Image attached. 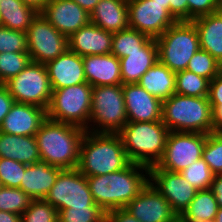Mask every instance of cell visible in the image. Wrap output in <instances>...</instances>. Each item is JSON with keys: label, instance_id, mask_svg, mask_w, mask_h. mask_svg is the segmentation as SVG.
<instances>
[{"label": "cell", "instance_id": "f6af8a7d", "mask_svg": "<svg viewBox=\"0 0 222 222\" xmlns=\"http://www.w3.org/2000/svg\"><path fill=\"white\" fill-rule=\"evenodd\" d=\"M106 222H141L124 208L106 212Z\"/></svg>", "mask_w": 222, "mask_h": 222}, {"label": "cell", "instance_id": "3957f363", "mask_svg": "<svg viewBox=\"0 0 222 222\" xmlns=\"http://www.w3.org/2000/svg\"><path fill=\"white\" fill-rule=\"evenodd\" d=\"M130 163L118 133L85 132L77 166L84 176L109 174Z\"/></svg>", "mask_w": 222, "mask_h": 222}, {"label": "cell", "instance_id": "603a6c76", "mask_svg": "<svg viewBox=\"0 0 222 222\" xmlns=\"http://www.w3.org/2000/svg\"><path fill=\"white\" fill-rule=\"evenodd\" d=\"M91 23L108 32L129 27L128 0H100L90 13Z\"/></svg>", "mask_w": 222, "mask_h": 222}, {"label": "cell", "instance_id": "7dc6e473", "mask_svg": "<svg viewBox=\"0 0 222 222\" xmlns=\"http://www.w3.org/2000/svg\"><path fill=\"white\" fill-rule=\"evenodd\" d=\"M215 195L219 208H222V174H216L210 188Z\"/></svg>", "mask_w": 222, "mask_h": 222}, {"label": "cell", "instance_id": "ba28073f", "mask_svg": "<svg viewBox=\"0 0 222 222\" xmlns=\"http://www.w3.org/2000/svg\"><path fill=\"white\" fill-rule=\"evenodd\" d=\"M92 87L86 82L53 90L46 110L47 118L86 130L91 112Z\"/></svg>", "mask_w": 222, "mask_h": 222}, {"label": "cell", "instance_id": "8d00e7d4", "mask_svg": "<svg viewBox=\"0 0 222 222\" xmlns=\"http://www.w3.org/2000/svg\"><path fill=\"white\" fill-rule=\"evenodd\" d=\"M21 222H58V211L44 199L32 200Z\"/></svg>", "mask_w": 222, "mask_h": 222}, {"label": "cell", "instance_id": "9f6ffc18", "mask_svg": "<svg viewBox=\"0 0 222 222\" xmlns=\"http://www.w3.org/2000/svg\"><path fill=\"white\" fill-rule=\"evenodd\" d=\"M218 6H222V0H218Z\"/></svg>", "mask_w": 222, "mask_h": 222}, {"label": "cell", "instance_id": "7c38bea8", "mask_svg": "<svg viewBox=\"0 0 222 222\" xmlns=\"http://www.w3.org/2000/svg\"><path fill=\"white\" fill-rule=\"evenodd\" d=\"M27 47L31 61L46 64L68 49V38L39 12L27 30Z\"/></svg>", "mask_w": 222, "mask_h": 222}, {"label": "cell", "instance_id": "7a4b0ae2", "mask_svg": "<svg viewBox=\"0 0 222 222\" xmlns=\"http://www.w3.org/2000/svg\"><path fill=\"white\" fill-rule=\"evenodd\" d=\"M86 130L77 125L46 119L35 137L42 161L61 169H75Z\"/></svg>", "mask_w": 222, "mask_h": 222}, {"label": "cell", "instance_id": "30bf717a", "mask_svg": "<svg viewBox=\"0 0 222 222\" xmlns=\"http://www.w3.org/2000/svg\"><path fill=\"white\" fill-rule=\"evenodd\" d=\"M44 200L57 211L68 208H100L92 198L86 176L77 168L62 169Z\"/></svg>", "mask_w": 222, "mask_h": 222}, {"label": "cell", "instance_id": "2e32d148", "mask_svg": "<svg viewBox=\"0 0 222 222\" xmlns=\"http://www.w3.org/2000/svg\"><path fill=\"white\" fill-rule=\"evenodd\" d=\"M40 13L67 38L91 22L90 14L73 0H49Z\"/></svg>", "mask_w": 222, "mask_h": 222}, {"label": "cell", "instance_id": "681fc988", "mask_svg": "<svg viewBox=\"0 0 222 222\" xmlns=\"http://www.w3.org/2000/svg\"><path fill=\"white\" fill-rule=\"evenodd\" d=\"M89 14L93 11L100 0H73Z\"/></svg>", "mask_w": 222, "mask_h": 222}, {"label": "cell", "instance_id": "5bb4252c", "mask_svg": "<svg viewBox=\"0 0 222 222\" xmlns=\"http://www.w3.org/2000/svg\"><path fill=\"white\" fill-rule=\"evenodd\" d=\"M149 182L168 201L178 216L188 207L197 192L180 172L149 169Z\"/></svg>", "mask_w": 222, "mask_h": 222}, {"label": "cell", "instance_id": "7bdbcfd3", "mask_svg": "<svg viewBox=\"0 0 222 222\" xmlns=\"http://www.w3.org/2000/svg\"><path fill=\"white\" fill-rule=\"evenodd\" d=\"M170 14L176 21H188L187 0H169Z\"/></svg>", "mask_w": 222, "mask_h": 222}, {"label": "cell", "instance_id": "db71d44e", "mask_svg": "<svg viewBox=\"0 0 222 222\" xmlns=\"http://www.w3.org/2000/svg\"><path fill=\"white\" fill-rule=\"evenodd\" d=\"M156 2H159L160 4H169V0H154Z\"/></svg>", "mask_w": 222, "mask_h": 222}, {"label": "cell", "instance_id": "8992f818", "mask_svg": "<svg viewBox=\"0 0 222 222\" xmlns=\"http://www.w3.org/2000/svg\"><path fill=\"white\" fill-rule=\"evenodd\" d=\"M155 40L158 60L174 73L186 70L191 57L200 49L199 35L192 21H176Z\"/></svg>", "mask_w": 222, "mask_h": 222}, {"label": "cell", "instance_id": "5b68a950", "mask_svg": "<svg viewBox=\"0 0 222 222\" xmlns=\"http://www.w3.org/2000/svg\"><path fill=\"white\" fill-rule=\"evenodd\" d=\"M162 123L170 131L212 133V109L208 97L173 94L162 101Z\"/></svg>", "mask_w": 222, "mask_h": 222}, {"label": "cell", "instance_id": "60d3db41", "mask_svg": "<svg viewBox=\"0 0 222 222\" xmlns=\"http://www.w3.org/2000/svg\"><path fill=\"white\" fill-rule=\"evenodd\" d=\"M188 21L217 12L218 0H187Z\"/></svg>", "mask_w": 222, "mask_h": 222}, {"label": "cell", "instance_id": "4dcf8cb0", "mask_svg": "<svg viewBox=\"0 0 222 222\" xmlns=\"http://www.w3.org/2000/svg\"><path fill=\"white\" fill-rule=\"evenodd\" d=\"M209 82L205 77L186 69L176 73L175 93L193 97H208Z\"/></svg>", "mask_w": 222, "mask_h": 222}, {"label": "cell", "instance_id": "9a60e30c", "mask_svg": "<svg viewBox=\"0 0 222 222\" xmlns=\"http://www.w3.org/2000/svg\"><path fill=\"white\" fill-rule=\"evenodd\" d=\"M124 209L141 222H170L178 216L150 182Z\"/></svg>", "mask_w": 222, "mask_h": 222}, {"label": "cell", "instance_id": "f5cc1de1", "mask_svg": "<svg viewBox=\"0 0 222 222\" xmlns=\"http://www.w3.org/2000/svg\"><path fill=\"white\" fill-rule=\"evenodd\" d=\"M170 222H186L181 216H177L173 221Z\"/></svg>", "mask_w": 222, "mask_h": 222}, {"label": "cell", "instance_id": "52a82bcc", "mask_svg": "<svg viewBox=\"0 0 222 222\" xmlns=\"http://www.w3.org/2000/svg\"><path fill=\"white\" fill-rule=\"evenodd\" d=\"M127 122L122 85L93 86L86 131L118 133Z\"/></svg>", "mask_w": 222, "mask_h": 222}, {"label": "cell", "instance_id": "4316f807", "mask_svg": "<svg viewBox=\"0 0 222 222\" xmlns=\"http://www.w3.org/2000/svg\"><path fill=\"white\" fill-rule=\"evenodd\" d=\"M137 84L152 96L164 101L175 94L176 73L157 60L156 63L141 76Z\"/></svg>", "mask_w": 222, "mask_h": 222}, {"label": "cell", "instance_id": "8fae6325", "mask_svg": "<svg viewBox=\"0 0 222 222\" xmlns=\"http://www.w3.org/2000/svg\"><path fill=\"white\" fill-rule=\"evenodd\" d=\"M207 134L170 131L162 158L149 169L181 172L202 157Z\"/></svg>", "mask_w": 222, "mask_h": 222}, {"label": "cell", "instance_id": "f907efd6", "mask_svg": "<svg viewBox=\"0 0 222 222\" xmlns=\"http://www.w3.org/2000/svg\"><path fill=\"white\" fill-rule=\"evenodd\" d=\"M23 3L32 6L38 12H40L47 4L49 0H21Z\"/></svg>", "mask_w": 222, "mask_h": 222}, {"label": "cell", "instance_id": "f35d334b", "mask_svg": "<svg viewBox=\"0 0 222 222\" xmlns=\"http://www.w3.org/2000/svg\"><path fill=\"white\" fill-rule=\"evenodd\" d=\"M27 164L0 158V182L4 187L20 188V183L25 173Z\"/></svg>", "mask_w": 222, "mask_h": 222}, {"label": "cell", "instance_id": "f1b7e54d", "mask_svg": "<svg viewBox=\"0 0 222 222\" xmlns=\"http://www.w3.org/2000/svg\"><path fill=\"white\" fill-rule=\"evenodd\" d=\"M218 208L211 189L197 190L195 197L180 216L186 222H211L215 220Z\"/></svg>", "mask_w": 222, "mask_h": 222}, {"label": "cell", "instance_id": "ab89813d", "mask_svg": "<svg viewBox=\"0 0 222 222\" xmlns=\"http://www.w3.org/2000/svg\"><path fill=\"white\" fill-rule=\"evenodd\" d=\"M28 52L27 33L0 25V53Z\"/></svg>", "mask_w": 222, "mask_h": 222}, {"label": "cell", "instance_id": "e0dca14e", "mask_svg": "<svg viewBox=\"0 0 222 222\" xmlns=\"http://www.w3.org/2000/svg\"><path fill=\"white\" fill-rule=\"evenodd\" d=\"M128 122L162 121V101L139 84H122Z\"/></svg>", "mask_w": 222, "mask_h": 222}, {"label": "cell", "instance_id": "9c48e42d", "mask_svg": "<svg viewBox=\"0 0 222 222\" xmlns=\"http://www.w3.org/2000/svg\"><path fill=\"white\" fill-rule=\"evenodd\" d=\"M4 85L15 102L32 104L47 110L53 90L45 64L31 61Z\"/></svg>", "mask_w": 222, "mask_h": 222}, {"label": "cell", "instance_id": "277c9868", "mask_svg": "<svg viewBox=\"0 0 222 222\" xmlns=\"http://www.w3.org/2000/svg\"><path fill=\"white\" fill-rule=\"evenodd\" d=\"M169 132L162 121L127 122L118 135L131 163L151 167L162 158Z\"/></svg>", "mask_w": 222, "mask_h": 222}, {"label": "cell", "instance_id": "ac0fdd59", "mask_svg": "<svg viewBox=\"0 0 222 222\" xmlns=\"http://www.w3.org/2000/svg\"><path fill=\"white\" fill-rule=\"evenodd\" d=\"M46 119V109L14 102L0 125V132L16 136H35Z\"/></svg>", "mask_w": 222, "mask_h": 222}, {"label": "cell", "instance_id": "bcb514c9", "mask_svg": "<svg viewBox=\"0 0 222 222\" xmlns=\"http://www.w3.org/2000/svg\"><path fill=\"white\" fill-rule=\"evenodd\" d=\"M212 133H222V105H211Z\"/></svg>", "mask_w": 222, "mask_h": 222}, {"label": "cell", "instance_id": "4fadbf2b", "mask_svg": "<svg viewBox=\"0 0 222 222\" xmlns=\"http://www.w3.org/2000/svg\"><path fill=\"white\" fill-rule=\"evenodd\" d=\"M129 27L156 39L176 20L170 14L169 4L154 0H128Z\"/></svg>", "mask_w": 222, "mask_h": 222}, {"label": "cell", "instance_id": "74e56055", "mask_svg": "<svg viewBox=\"0 0 222 222\" xmlns=\"http://www.w3.org/2000/svg\"><path fill=\"white\" fill-rule=\"evenodd\" d=\"M58 222H106L101 208H68L58 211Z\"/></svg>", "mask_w": 222, "mask_h": 222}, {"label": "cell", "instance_id": "816d5d0a", "mask_svg": "<svg viewBox=\"0 0 222 222\" xmlns=\"http://www.w3.org/2000/svg\"><path fill=\"white\" fill-rule=\"evenodd\" d=\"M214 222H222V208H218Z\"/></svg>", "mask_w": 222, "mask_h": 222}, {"label": "cell", "instance_id": "7402d4cb", "mask_svg": "<svg viewBox=\"0 0 222 222\" xmlns=\"http://www.w3.org/2000/svg\"><path fill=\"white\" fill-rule=\"evenodd\" d=\"M62 169L39 160L27 165L20 183L23 190L33 200L45 199Z\"/></svg>", "mask_w": 222, "mask_h": 222}, {"label": "cell", "instance_id": "cb8c5ba5", "mask_svg": "<svg viewBox=\"0 0 222 222\" xmlns=\"http://www.w3.org/2000/svg\"><path fill=\"white\" fill-rule=\"evenodd\" d=\"M119 60L122 84L138 83L141 76L158 60L156 40L152 38L139 51H133Z\"/></svg>", "mask_w": 222, "mask_h": 222}, {"label": "cell", "instance_id": "83f0119b", "mask_svg": "<svg viewBox=\"0 0 222 222\" xmlns=\"http://www.w3.org/2000/svg\"><path fill=\"white\" fill-rule=\"evenodd\" d=\"M0 10V25L23 32H27L32 20L39 13L21 0H1Z\"/></svg>", "mask_w": 222, "mask_h": 222}, {"label": "cell", "instance_id": "836d02e7", "mask_svg": "<svg viewBox=\"0 0 222 222\" xmlns=\"http://www.w3.org/2000/svg\"><path fill=\"white\" fill-rule=\"evenodd\" d=\"M180 174L197 190L210 189L215 176L202 157L183 169Z\"/></svg>", "mask_w": 222, "mask_h": 222}, {"label": "cell", "instance_id": "11a10c76", "mask_svg": "<svg viewBox=\"0 0 222 222\" xmlns=\"http://www.w3.org/2000/svg\"><path fill=\"white\" fill-rule=\"evenodd\" d=\"M217 12L220 14V16L222 17V6H218L217 7Z\"/></svg>", "mask_w": 222, "mask_h": 222}, {"label": "cell", "instance_id": "ee69618b", "mask_svg": "<svg viewBox=\"0 0 222 222\" xmlns=\"http://www.w3.org/2000/svg\"><path fill=\"white\" fill-rule=\"evenodd\" d=\"M14 102V98L10 95L7 87L4 84H0V125Z\"/></svg>", "mask_w": 222, "mask_h": 222}, {"label": "cell", "instance_id": "ffe728a7", "mask_svg": "<svg viewBox=\"0 0 222 222\" xmlns=\"http://www.w3.org/2000/svg\"><path fill=\"white\" fill-rule=\"evenodd\" d=\"M112 38V32L90 22L68 38V49L81 57L111 54Z\"/></svg>", "mask_w": 222, "mask_h": 222}, {"label": "cell", "instance_id": "e575fe53", "mask_svg": "<svg viewBox=\"0 0 222 222\" xmlns=\"http://www.w3.org/2000/svg\"><path fill=\"white\" fill-rule=\"evenodd\" d=\"M187 70L211 81L221 72V63L203 49H199L190 59Z\"/></svg>", "mask_w": 222, "mask_h": 222}, {"label": "cell", "instance_id": "1f68e13d", "mask_svg": "<svg viewBox=\"0 0 222 222\" xmlns=\"http://www.w3.org/2000/svg\"><path fill=\"white\" fill-rule=\"evenodd\" d=\"M33 199L16 187L0 188V211L22 215Z\"/></svg>", "mask_w": 222, "mask_h": 222}, {"label": "cell", "instance_id": "f546056e", "mask_svg": "<svg viewBox=\"0 0 222 222\" xmlns=\"http://www.w3.org/2000/svg\"><path fill=\"white\" fill-rule=\"evenodd\" d=\"M152 38L136 29H127L113 33L111 54L118 59L126 57L133 51H139Z\"/></svg>", "mask_w": 222, "mask_h": 222}, {"label": "cell", "instance_id": "d590c367", "mask_svg": "<svg viewBox=\"0 0 222 222\" xmlns=\"http://www.w3.org/2000/svg\"><path fill=\"white\" fill-rule=\"evenodd\" d=\"M202 158L215 175L222 174V133L207 134Z\"/></svg>", "mask_w": 222, "mask_h": 222}, {"label": "cell", "instance_id": "b9f144b4", "mask_svg": "<svg viewBox=\"0 0 222 222\" xmlns=\"http://www.w3.org/2000/svg\"><path fill=\"white\" fill-rule=\"evenodd\" d=\"M208 100L210 105H222V72L209 82Z\"/></svg>", "mask_w": 222, "mask_h": 222}, {"label": "cell", "instance_id": "c3c4849f", "mask_svg": "<svg viewBox=\"0 0 222 222\" xmlns=\"http://www.w3.org/2000/svg\"><path fill=\"white\" fill-rule=\"evenodd\" d=\"M0 222H21V216L7 211H0Z\"/></svg>", "mask_w": 222, "mask_h": 222}, {"label": "cell", "instance_id": "6da1fadb", "mask_svg": "<svg viewBox=\"0 0 222 222\" xmlns=\"http://www.w3.org/2000/svg\"><path fill=\"white\" fill-rule=\"evenodd\" d=\"M86 178L95 204L108 212L124 208L147 186L149 167L130 163L122 170Z\"/></svg>", "mask_w": 222, "mask_h": 222}, {"label": "cell", "instance_id": "484cf974", "mask_svg": "<svg viewBox=\"0 0 222 222\" xmlns=\"http://www.w3.org/2000/svg\"><path fill=\"white\" fill-rule=\"evenodd\" d=\"M198 35L200 49L208 52L222 63V17L218 12L203 15L192 20Z\"/></svg>", "mask_w": 222, "mask_h": 222}, {"label": "cell", "instance_id": "d4e9b609", "mask_svg": "<svg viewBox=\"0 0 222 222\" xmlns=\"http://www.w3.org/2000/svg\"><path fill=\"white\" fill-rule=\"evenodd\" d=\"M0 158L27 165L41 160L35 136H16L0 132Z\"/></svg>", "mask_w": 222, "mask_h": 222}, {"label": "cell", "instance_id": "44dd1931", "mask_svg": "<svg viewBox=\"0 0 222 222\" xmlns=\"http://www.w3.org/2000/svg\"><path fill=\"white\" fill-rule=\"evenodd\" d=\"M83 68L92 86L122 85L120 60L113 54L83 56Z\"/></svg>", "mask_w": 222, "mask_h": 222}, {"label": "cell", "instance_id": "d6a6232c", "mask_svg": "<svg viewBox=\"0 0 222 222\" xmlns=\"http://www.w3.org/2000/svg\"><path fill=\"white\" fill-rule=\"evenodd\" d=\"M30 62L28 52L0 53V84L18 75Z\"/></svg>", "mask_w": 222, "mask_h": 222}, {"label": "cell", "instance_id": "d6986e66", "mask_svg": "<svg viewBox=\"0 0 222 222\" xmlns=\"http://www.w3.org/2000/svg\"><path fill=\"white\" fill-rule=\"evenodd\" d=\"M52 90L86 83L83 57L67 49L45 64Z\"/></svg>", "mask_w": 222, "mask_h": 222}]
</instances>
